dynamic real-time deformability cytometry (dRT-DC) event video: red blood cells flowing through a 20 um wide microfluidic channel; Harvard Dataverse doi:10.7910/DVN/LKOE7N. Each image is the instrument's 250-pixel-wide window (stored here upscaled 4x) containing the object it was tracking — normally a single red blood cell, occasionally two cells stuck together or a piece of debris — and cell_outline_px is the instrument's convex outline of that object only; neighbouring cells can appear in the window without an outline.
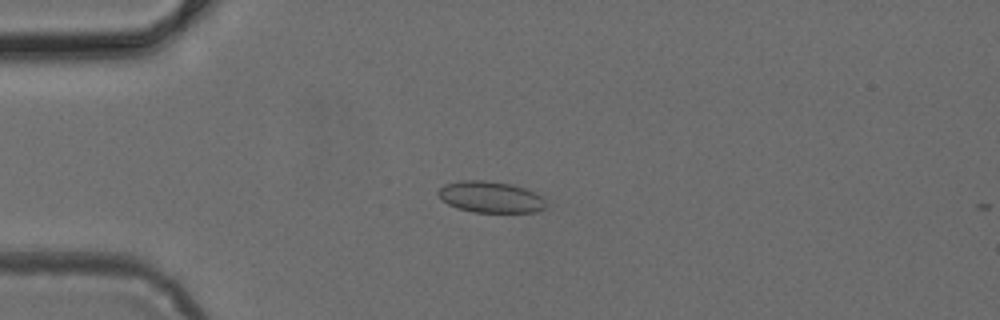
{"species": "common noctule bat (a hibernating species)", "species_latin": "Nyctalus noctula", "temperature_condition": "cold", "stored_images_in_passage": 7, "camera_frame_rate_fps": 3000, "um_per_image_px": 0.085, "animal": {"sex": "female", "body_mass_g": 24.6, "forearm_length_mm": 56.2}, "frame": {"image": 1, "passage_image": 6, "time_ms": 1.667, "image_size_px": [1000, 320], "cell_outline_px": [[548, 204], [544, 208], [536, 212], [472, 212], [456, 208], [440, 200], [436, 192], [444, 184], [460, 180], [484, 180], [512, 184], [536, 192]], "centroid_in_image_um": [41.66, 16.74], "position_along_channel_um": 43.3, "area_um2": 19.94}}